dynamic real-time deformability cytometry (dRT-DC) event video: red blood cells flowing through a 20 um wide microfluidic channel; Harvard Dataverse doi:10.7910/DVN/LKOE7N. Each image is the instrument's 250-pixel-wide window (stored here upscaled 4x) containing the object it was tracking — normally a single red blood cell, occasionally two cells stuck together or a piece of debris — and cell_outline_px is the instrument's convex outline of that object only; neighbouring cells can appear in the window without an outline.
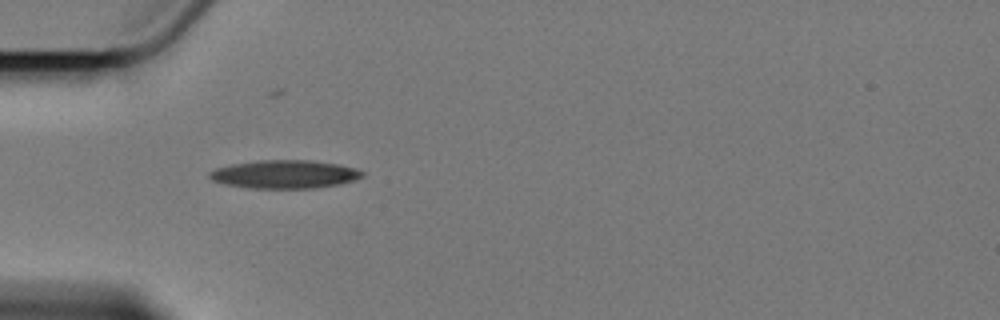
{"species": "Egyptian fruit bat (a non-hibernating species)", "species_latin": "Rousettus aegyptiacus", "temperature_condition": "cold", "stored_images_in_passage": 3, "camera_frame_rate_fps": 3000, "um_per_image_px": 0.085, "animal": {"sex": "female"}, "frame": {"image": 1, "passage_image": 2, "time_ms": 2.0, "image_size_px": [1000, 320], "cell_outline_px": [[364, 176], [356, 180], [340, 184], [316, 188], [248, 188], [224, 184], [212, 180], [208, 176], [208, 172], [216, 168], [232, 164], [256, 160], [308, 160], [336, 164], [356, 168], [364, 172]], "centroid_in_image_um": [24.19, 14.81], "position_along_channel_um": 60.8, "area_um2": 25.32}}
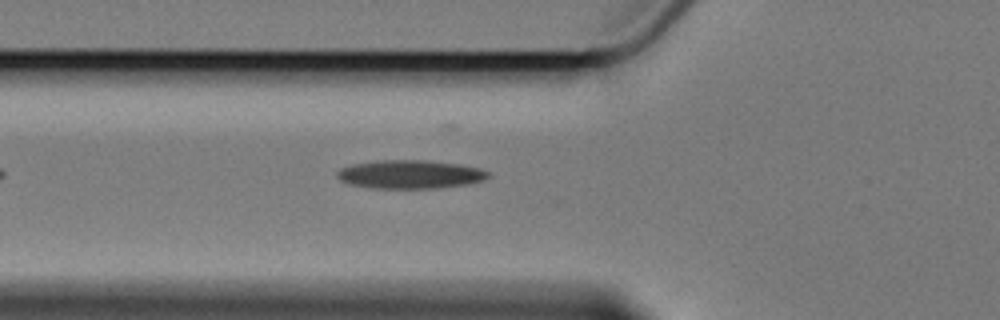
{"frame": {"image": 2, "passage_image": 3, "time_ms": 3.0, "image_size_px": [1000, 320], "cell_outline_px": [[492, 176], [484, 180], [468, 184], [436, 188], [372, 188], [348, 184], [340, 180], [336, 176], [336, 172], [340, 168], [352, 164], [376, 160], [424, 160], [456, 164], [480, 168], [492, 172]], "centroid_in_image_um": [34.86, 14.82], "position_along_channel_um": 90.9, "area_um2": 25.32}}